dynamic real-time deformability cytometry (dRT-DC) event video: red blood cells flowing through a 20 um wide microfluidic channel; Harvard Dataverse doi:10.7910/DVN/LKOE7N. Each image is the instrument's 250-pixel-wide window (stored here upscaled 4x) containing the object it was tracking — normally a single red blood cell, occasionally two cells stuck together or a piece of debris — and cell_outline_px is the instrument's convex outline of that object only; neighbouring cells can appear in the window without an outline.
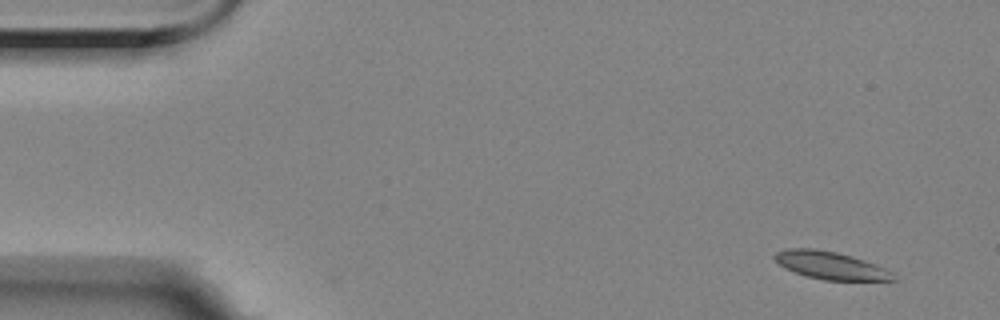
{"species": "Egyptian fruit bat (a non-hibernating species)", "species_latin": "Rousettus aegyptiacus", "temperature_condition": "room temperature", "stored_images_in_passage": 6, "camera_frame_rate_fps": 3000, "um_per_image_px": 0.085, "animal": {"sex": "female"}, "frame": {"image": 1, "passage_image": 1, "time_ms": 0.0, "image_size_px": [1000, 320], "cell_outline_px": [[900, 280], [824, 280], [804, 276], [784, 268], [772, 256], [776, 252], [788, 248], [816, 248], [836, 252], [852, 256], [864, 260], [884, 268], [892, 272]], "centroid_in_image_um": [70.58, 22.56], "position_along_channel_um": 14.4, "area_um2": 19.19}}
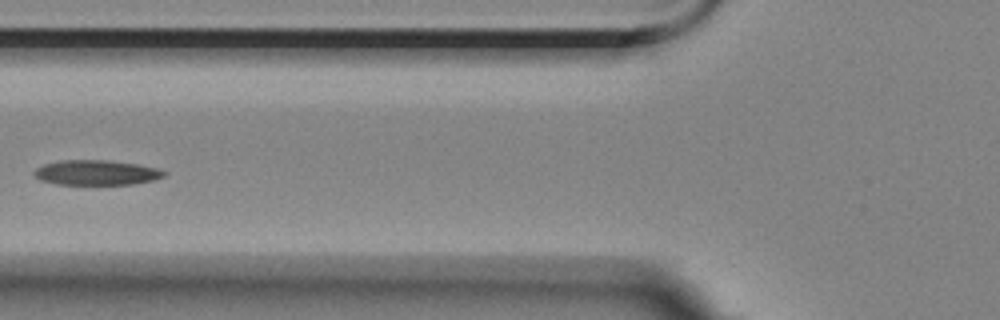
{"frame": {"image": 2, "passage_image": 6, "time_ms": 6.0, "image_size_px": [1000, 320], "cell_outline_px": [[168, 172], [164, 176], [152, 180], [132, 184], [56, 184], [40, 180], [32, 172], [36, 168], [44, 164], [60, 160], [108, 160], [136, 164], [156, 168]], "centroid_in_image_um": [8.16, 14.66], "position_along_channel_um": 117.6, "area_um2": 18.79}}